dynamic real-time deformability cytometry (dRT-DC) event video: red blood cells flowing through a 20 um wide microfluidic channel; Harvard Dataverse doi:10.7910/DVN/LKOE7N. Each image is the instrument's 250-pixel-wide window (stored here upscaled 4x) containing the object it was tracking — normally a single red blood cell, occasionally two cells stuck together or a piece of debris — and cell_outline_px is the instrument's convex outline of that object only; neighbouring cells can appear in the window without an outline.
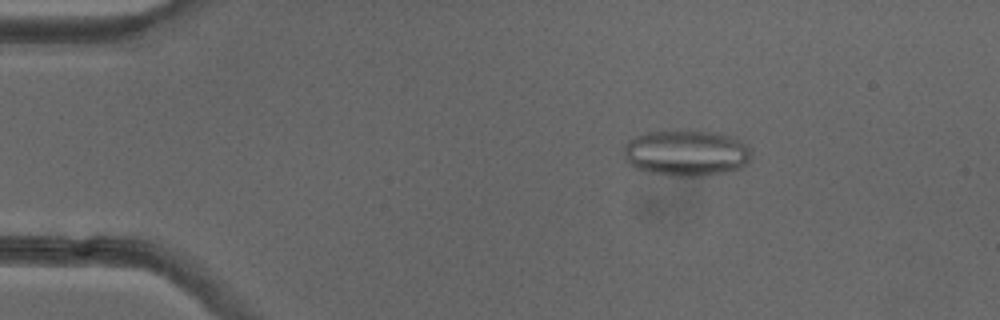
{"species": "common noctule bat (a hibernating species)", "species_latin": "Nyctalus noctula", "temperature_condition": "cold", "stored_images_in_passage": 51, "segment_of_instrument_passage": [1, 2], "camera_frame_rate_fps": 3000, "um_per_image_px": 0.085, "animal": {"sex": "female"}, "frame": {"image": 1, "passage_image": 8, "time_ms": 2.333, "image_size_px": [1000, 320], "cell_outline_px": [[752, 152], [748, 160], [740, 168], [724, 172], [700, 176], [680, 176], [648, 172], [636, 168], [628, 164], [624, 156], [624, 144], [628, 140], [644, 132], [660, 128], [684, 128], [716, 132], [736, 136], [744, 140]], "centroid_in_image_um": [58.32, 12.93], "position_along_channel_um": 26.7, "area_um2": 35.55}}